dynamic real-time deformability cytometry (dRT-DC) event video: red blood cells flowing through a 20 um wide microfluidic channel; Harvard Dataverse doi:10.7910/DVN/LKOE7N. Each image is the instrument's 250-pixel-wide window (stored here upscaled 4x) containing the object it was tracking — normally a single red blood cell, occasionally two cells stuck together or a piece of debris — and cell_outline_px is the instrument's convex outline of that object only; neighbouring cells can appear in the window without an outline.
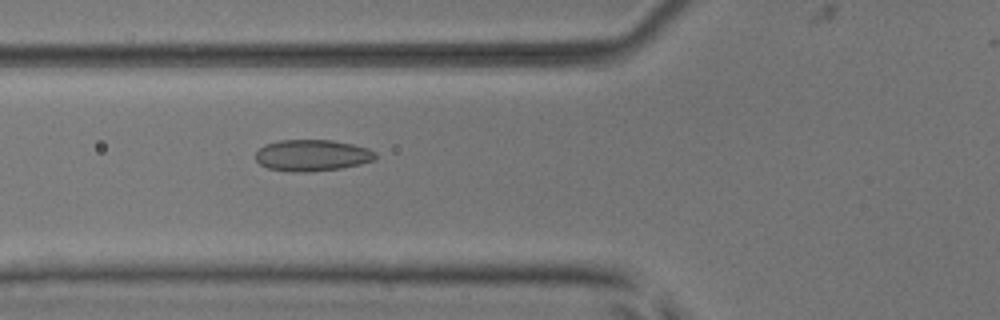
{"species": "common noctule bat (a hibernating species)", "species_latin": "Nyctalus noctula", "temperature_condition": "room temperature", "stored_images_in_passage": 51, "camera_frame_rate_fps": 3000, "um_per_image_px": 0.085, "animal": {"sex": "male", "body_mass_g": 17.9, "forearm_length_mm": 54.2}, "frame": {"image": 1, "passage_image": 20, "time_ms": 6.333, "image_size_px": [1000, 320], "cell_outline_px": [[376, 160], [360, 164], [340, 168], [304, 172], [268, 168], [260, 164], [256, 160], [256, 152], [264, 144], [280, 140], [332, 140], [352, 144], [368, 148], [376, 152]], "centroid_in_image_um": [26.55, 13.19], "position_along_channel_um": 99.2, "area_um2": 21.79}}
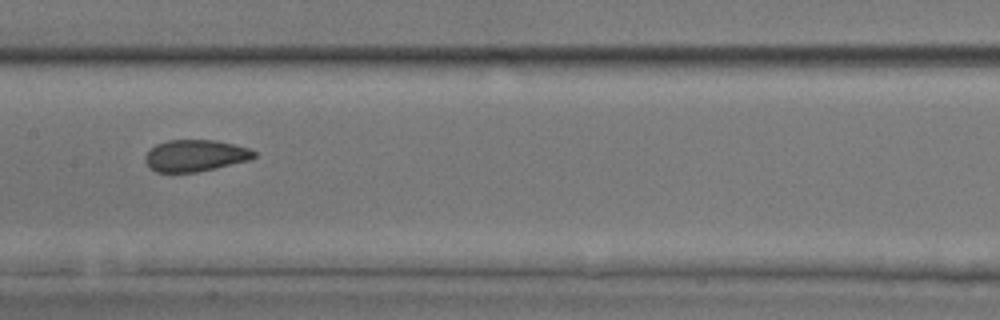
{"frame": {"image": 2, "passage_image": 27, "time_ms": 8.667, "image_size_px": [1000, 320], "cell_outline_px": [[256, 156], [248, 160], [216, 168], [196, 172], [156, 172], [144, 160], [144, 156], [156, 144], [168, 140], [216, 140], [248, 148], [256, 152]], "centroid_in_image_um": [16.59, 13.22], "position_along_channel_um": 190.8, "area_um2": 19.88}}
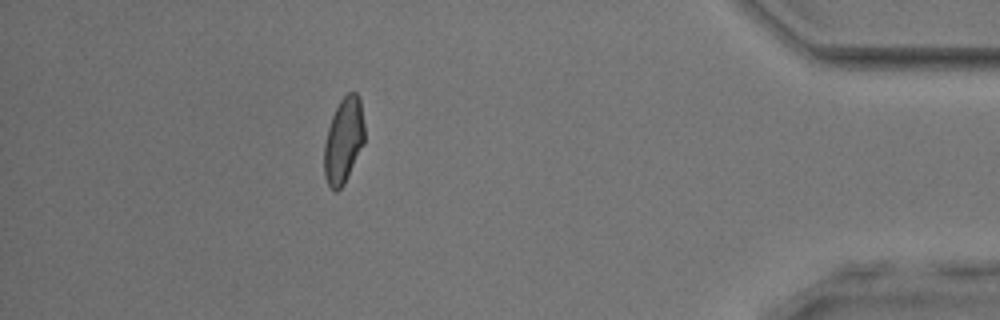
{"frame": {"image": 3, "passage_image": 47, "time_ms": 15.333, "image_size_px": [1000, 320], "cell_outline_px": [[364, 144], [344, 184], [336, 192], [328, 184], [324, 176], [324, 144], [328, 128], [332, 116], [340, 100], [348, 92], [356, 92], [360, 100], [364, 124]], "centroid_in_image_um": [29.2, 11.94], "position_along_channel_um": 406.0, "area_um2": 20.06}, "authors_computed_cell_mechanics": {"area_um2": 20.808, "velocity_mm_per_s": 3.9262, "shape_relaxation_time_tau1_ms": 4.5665, "shape_relaxation_time_tau2_ms": 1.18, "deformation_change_tau1": 0.1221, "deformation_change_tau2": 0.0644}}